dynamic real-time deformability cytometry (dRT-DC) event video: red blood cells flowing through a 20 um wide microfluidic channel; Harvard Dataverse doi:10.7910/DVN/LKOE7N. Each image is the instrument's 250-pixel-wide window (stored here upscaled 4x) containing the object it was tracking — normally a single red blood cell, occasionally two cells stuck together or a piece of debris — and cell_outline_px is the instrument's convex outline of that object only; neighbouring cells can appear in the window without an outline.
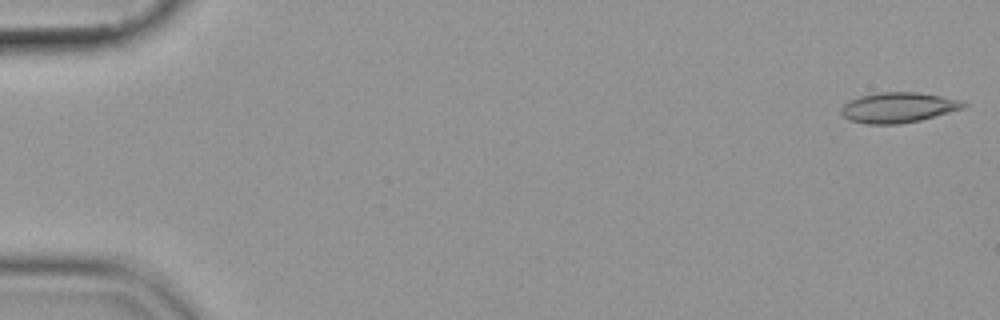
{"species": "common noctule bat (a hibernating species)", "species_latin": "Nyctalus noctula", "temperature_condition": "cold", "stored_images_in_passage": 14, "camera_frame_rate_fps": 3000, "um_per_image_px": 0.085, "animal": {"sex": "female", "body_mass_g": 19.9}, "frame": {"image": 1, "passage_image": 1, "time_ms": 0.0, "image_size_px": [1000, 320], "cell_outline_px": [[968, 104], [964, 108], [920, 120], [900, 124], [864, 124], [848, 120], [840, 112], [840, 108], [848, 100], [860, 96], [880, 92], [916, 92], [964, 100]], "centroid_in_image_um": [76.33, 9.14], "position_along_channel_um": 8.7, "area_um2": 21.73}}